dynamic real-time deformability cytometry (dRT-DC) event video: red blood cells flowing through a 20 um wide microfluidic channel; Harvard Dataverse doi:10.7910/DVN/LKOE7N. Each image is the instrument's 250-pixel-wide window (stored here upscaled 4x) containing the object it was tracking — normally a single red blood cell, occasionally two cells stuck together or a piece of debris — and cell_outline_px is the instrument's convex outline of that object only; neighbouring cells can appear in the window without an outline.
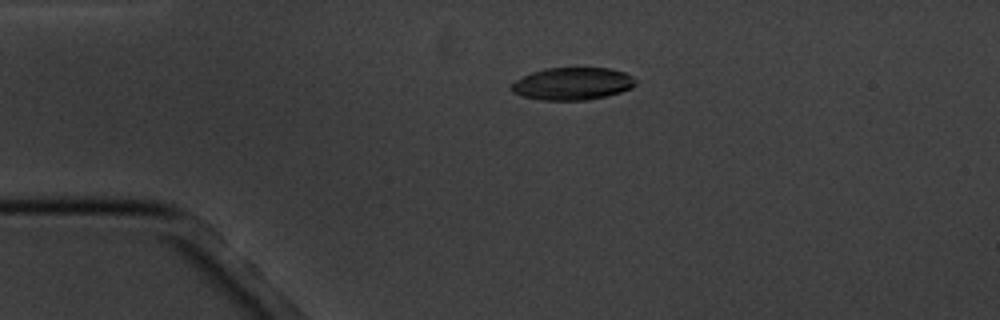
{"species": "common noctule bat (a hibernating species)", "species_latin": "Nyctalus noctula", "temperature_condition": "cold", "stored_images_in_passage": 4, "camera_frame_rate_fps": 3000, "um_per_image_px": 0.085, "animal": {"sex": "male", "body_mass_g": 20.1, "forearm_length_mm": 53.5}, "frame": {"image": 1, "passage_image": 3, "time_ms": 3.333, "image_size_px": [1000, 320], "cell_outline_px": [[636, 84], [632, 88], [620, 92], [588, 100], [540, 100], [524, 96], [512, 92], [512, 84], [516, 80], [532, 72], [544, 68], [608, 68], [624, 72], [632, 76], [636, 80]], "centroid_in_image_um": [48.68, 7.11], "position_along_channel_um": 36.3, "area_um2": 23.35}}